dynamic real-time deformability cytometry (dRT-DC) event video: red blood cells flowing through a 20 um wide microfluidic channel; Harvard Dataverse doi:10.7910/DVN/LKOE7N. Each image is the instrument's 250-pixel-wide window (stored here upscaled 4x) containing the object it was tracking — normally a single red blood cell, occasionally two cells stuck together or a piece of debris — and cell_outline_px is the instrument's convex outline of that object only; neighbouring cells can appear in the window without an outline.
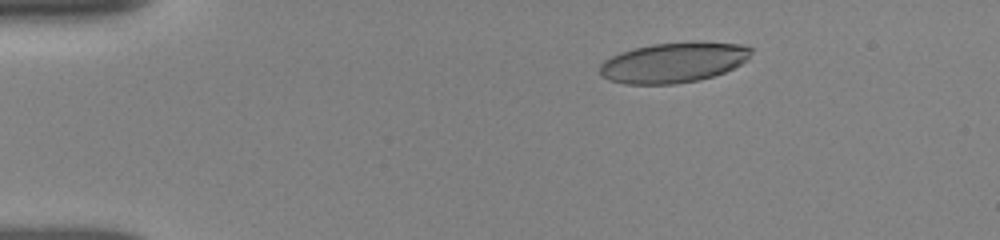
{"species": "human", "species_latin": "Homo sapiens", "temperature_condition": "room temperature", "stored_images_in_passage": 33, "camera_frame_rate_fps": 3000, "um_per_image_px": 0.085, "donor": {"sex": "female"}, "frame": {"image": 1, "passage_image": 5, "time_ms": 2.333, "image_size_px": [1000, 240], "cell_outline_px": [[752, 52], [748, 60], [724, 72], [700, 80], [676, 84], [624, 84], [608, 80], [600, 76], [600, 64], [604, 60], [620, 52], [632, 48], [652, 44], [692, 40], [740, 44], [752, 48]], "centroid_in_image_um": [57.24, 5.3], "position_along_channel_um": 27.8, "area_um2": 36.07}}
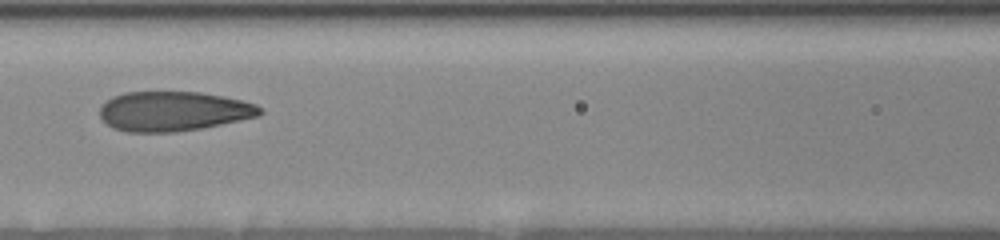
{"frame": {"image": 2, "passage_image": 16, "time_ms": 7.333, "image_size_px": [1000, 240], "cell_outline_px": [[264, 112], [256, 116], [240, 120], [204, 128], [176, 132], [124, 132], [112, 128], [100, 116], [100, 104], [112, 96], [124, 92], [200, 92], [224, 96], [256, 104]], "centroid_in_image_um": [14.7, 9.46], "position_along_channel_um": 151.9, "area_um2": 37.22}}
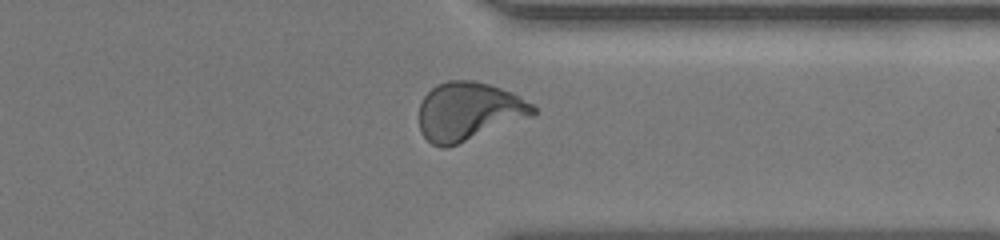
{"frame": {"image": 3, "passage_image": 26, "time_ms": 13.0, "image_size_px": [1000, 240], "cell_outline_px": [[536, 112], [532, 116], [456, 144], [444, 148], [440, 148], [432, 144], [420, 132], [420, 104], [424, 96], [436, 84], [448, 80], [472, 80], [488, 84], [512, 92], [532, 104], [536, 108]], "centroid_in_image_um": [39.82, 9.45], "position_along_channel_um": 371.6, "area_um2": 38.38}}